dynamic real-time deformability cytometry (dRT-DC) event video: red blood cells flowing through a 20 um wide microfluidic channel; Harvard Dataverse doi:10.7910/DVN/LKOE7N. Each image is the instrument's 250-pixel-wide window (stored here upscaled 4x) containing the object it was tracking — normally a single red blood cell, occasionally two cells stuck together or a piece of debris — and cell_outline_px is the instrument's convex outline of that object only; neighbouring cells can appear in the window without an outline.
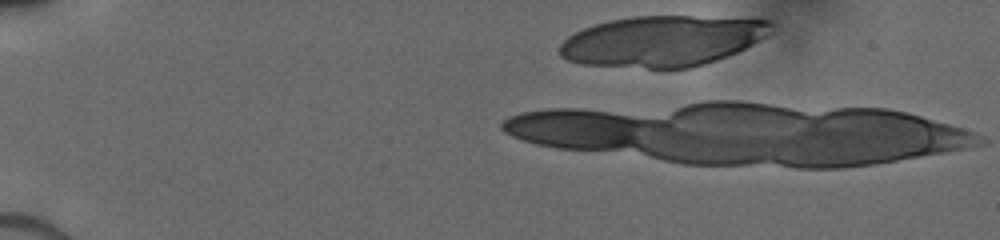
{"species": "human", "species_latin": "Homo sapiens", "temperature_condition": "cold", "stored_images_in_passage": 3, "camera_frame_rate_fps": 3000, "um_per_image_px": 0.085, "donor": {"sex": "male"}, "frame": {"image": 1, "passage_image": 2, "time_ms": 0.333, "image_size_px": [1000, 240], "cell_outline_px": [[776, 24], [764, 36], [752, 44], [736, 52], [716, 60], [704, 64], [688, 68], [648, 68], [580, 64], [568, 60], [560, 56], [560, 44], [568, 36], [584, 28], [608, 20], [632, 16], [692, 16], [768, 20]], "centroid_in_image_um": [56.27, 3.48], "position_along_channel_um": 28.7, "area_um2": 62.14}}